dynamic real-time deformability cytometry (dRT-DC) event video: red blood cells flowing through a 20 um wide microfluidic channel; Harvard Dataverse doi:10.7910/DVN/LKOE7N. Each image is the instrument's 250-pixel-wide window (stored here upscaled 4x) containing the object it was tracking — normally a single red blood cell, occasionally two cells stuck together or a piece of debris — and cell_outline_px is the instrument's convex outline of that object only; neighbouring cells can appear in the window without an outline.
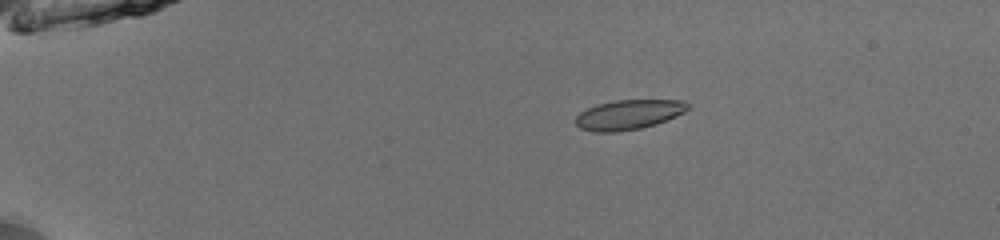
{"species": "common noctule bat (a hibernating species)", "species_latin": "Nyctalus noctula", "temperature_condition": "room temperature", "stored_images_in_passage": 42, "camera_frame_rate_fps": 3000, "um_per_image_px": 0.085, "animal": {"sex": "male", "body_mass_g": 13.0, "forearm_length_mm": 53.1}, "frame": {"image": 1, "passage_image": 1, "time_ms": 0.0, "image_size_px": [1000, 240], "cell_outline_px": [[688, 108], [684, 112], [676, 116], [656, 124], [640, 128], [616, 132], [596, 132], [580, 128], [576, 124], [576, 116], [580, 112], [596, 104], [616, 100], [684, 100], [688, 104]], "centroid_in_image_um": [53.42, 9.74], "position_along_channel_um": 31.6, "area_um2": 19.36}}
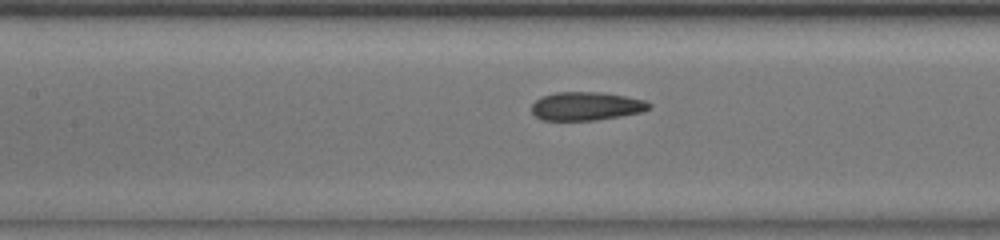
{"frame": {"image": 2, "passage_image": 16, "time_ms": 5.0, "image_size_px": [1000, 240], "cell_outline_px": [[652, 108], [640, 112], [620, 116], [596, 120], [540, 120], [532, 112], [532, 104], [536, 100], [544, 96], [556, 92], [604, 92], [648, 100], [652, 104]], "centroid_in_image_um": [49.88, 9.02], "position_along_channel_um": 157.5, "area_um2": 19.59}}
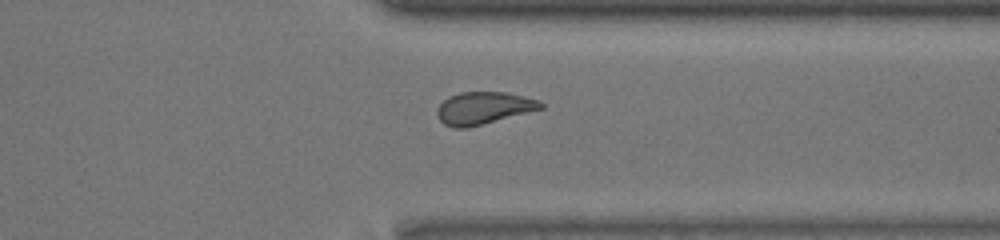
{"frame": {"image": 3, "passage_image": 32, "time_ms": 10.333, "image_size_px": [1000, 240], "cell_outline_px": [[544, 108], [468, 128], [456, 128], [444, 124], [436, 116], [436, 108], [444, 100], [460, 92], [508, 92], [540, 100], [544, 104]], "centroid_in_image_um": [41.11, 9.18], "position_along_channel_um": 370.3, "area_um2": 19.59}, "authors_computed_cell_mechanics": {"area_um2": 19.9121, "velocity_mm_per_s": 3.9955, "shape_relaxation_time_tau1_ms": 5.8297, "shape_relaxation_time_tau2_ms": 1.4229, "deformation_change_tau1": 0.1151, "deformation_change_tau2": 0.0693}}